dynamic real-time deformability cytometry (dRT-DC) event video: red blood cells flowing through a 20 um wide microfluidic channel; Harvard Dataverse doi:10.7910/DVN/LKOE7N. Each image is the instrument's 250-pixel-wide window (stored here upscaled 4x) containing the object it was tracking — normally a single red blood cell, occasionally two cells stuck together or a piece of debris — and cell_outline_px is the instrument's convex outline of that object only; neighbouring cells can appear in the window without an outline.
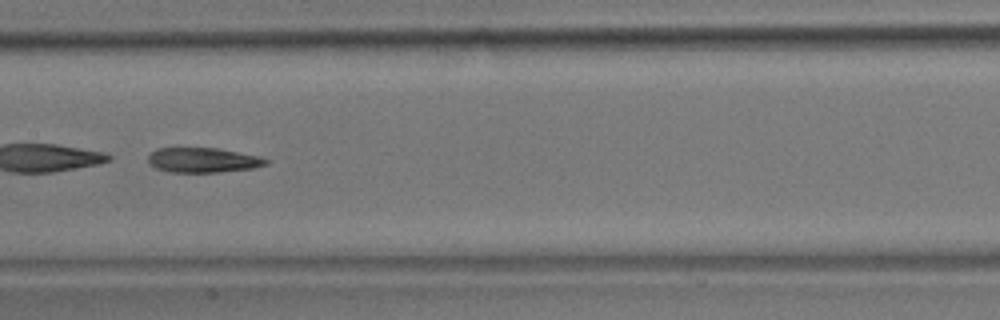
{"species": "common noctule bat (a hibernating species)", "species_latin": "Nyctalus noctula", "temperature_condition": "room temperature", "stored_images_in_passage": 7, "camera_frame_rate_fps": 3000, "um_per_image_px": 0.085, "animal": {"sex": "male", "body_mass_g": 17.9}, "frame": {"image": 1, "passage_image": 6, "time_ms": 5.667, "image_size_px": [1000, 320], "cell_outline_px": [[268, 164], [252, 168], [220, 172], [168, 172], [156, 168], [148, 164], [148, 156], [156, 148], [216, 148], [260, 156], [268, 160]], "centroid_in_image_um": [17.23, 13.61], "position_along_channel_um": 190.2, "area_um2": 17.05}}